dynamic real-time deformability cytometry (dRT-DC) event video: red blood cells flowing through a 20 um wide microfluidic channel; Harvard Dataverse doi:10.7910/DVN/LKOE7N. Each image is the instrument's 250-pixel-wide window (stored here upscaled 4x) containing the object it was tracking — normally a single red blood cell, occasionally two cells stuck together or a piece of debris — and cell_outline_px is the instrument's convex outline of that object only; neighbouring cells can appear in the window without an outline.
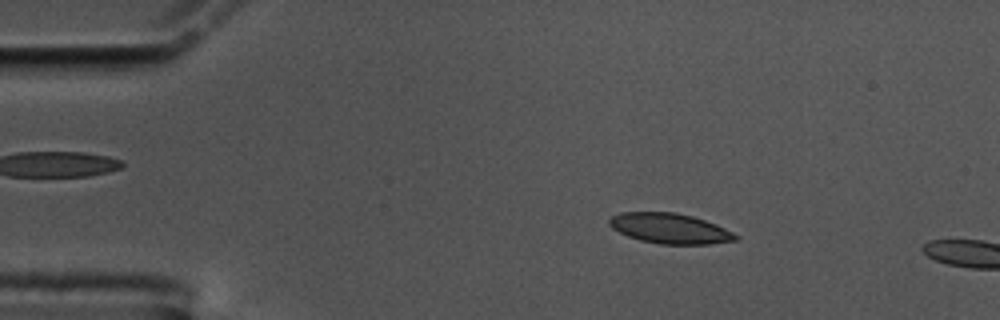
{"species": "common noctule bat (a hibernating species)", "species_latin": "Nyctalus noctula", "temperature_condition": "cold", "stored_images_in_passage": 10, "camera_frame_rate_fps": 3000, "um_per_image_px": 0.085, "animal": {"sex": "male", "body_mass_g": 17.5, "forearm_length_mm": 52.3}, "frame": {"image": 1, "passage_image": 6, "time_ms": 1.667, "image_size_px": [1000, 320], "cell_outline_px": [[740, 240], [708, 244], [660, 244], [640, 240], [628, 236], [612, 228], [608, 224], [608, 220], [612, 216], [620, 212], [676, 212], [692, 216], [716, 224], [740, 236]], "centroid_in_image_um": [56.95, 19.42], "position_along_channel_um": 28.0, "area_um2": 22.31}}